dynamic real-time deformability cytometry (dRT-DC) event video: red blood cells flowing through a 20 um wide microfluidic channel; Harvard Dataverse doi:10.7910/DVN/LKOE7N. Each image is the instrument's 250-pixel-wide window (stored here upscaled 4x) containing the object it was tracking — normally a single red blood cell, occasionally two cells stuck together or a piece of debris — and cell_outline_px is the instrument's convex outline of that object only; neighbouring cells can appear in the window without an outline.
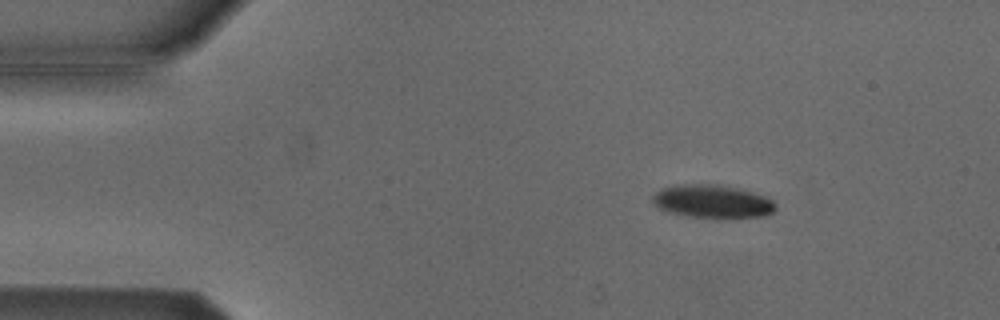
{"species": "Egyptian fruit bat (a non-hibernating species)", "species_latin": "Rousettus aegyptiacus", "temperature_condition": "cold", "stored_images_in_passage": 4, "camera_frame_rate_fps": 3000, "um_per_image_px": 0.085, "animal": {"sex": "male"}, "frame": {"image": 1, "passage_image": 2, "time_ms": 0.333, "image_size_px": [1000, 320], "cell_outline_px": [[776, 208], [772, 212], [760, 216], [692, 216], [672, 212], [660, 208], [652, 200], [652, 196], [660, 188], [680, 184], [724, 184], [756, 192], [768, 196], [776, 204]], "centroid_in_image_um": [60.59, 17.06], "position_along_channel_um": 24.4, "area_um2": 23.35}}